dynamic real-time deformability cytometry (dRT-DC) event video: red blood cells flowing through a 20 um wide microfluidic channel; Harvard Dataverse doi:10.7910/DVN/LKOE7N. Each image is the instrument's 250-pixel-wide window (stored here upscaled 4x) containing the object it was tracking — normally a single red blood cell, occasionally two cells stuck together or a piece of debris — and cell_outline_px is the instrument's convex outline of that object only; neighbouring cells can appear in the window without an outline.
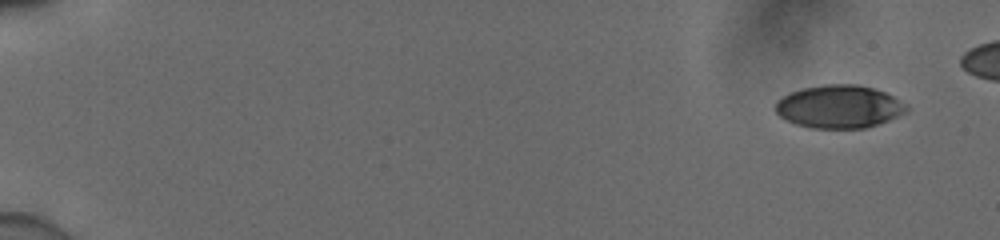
{"species": "human", "species_latin": "Homo sapiens", "temperature_condition": "cold", "stored_images_in_passage": 51, "camera_frame_rate_fps": 3000, "um_per_image_px": 0.085, "donor": {"sex": "male"}, "frame": {"image": 1, "passage_image": 1, "time_ms": 0.0, "image_size_px": [1000, 240], "cell_outline_px": [[908, 112], [888, 120], [864, 128], [812, 128], [796, 124], [784, 120], [776, 112], [776, 100], [780, 96], [788, 92], [804, 88], [824, 84], [860, 84], [876, 88], [908, 104]], "centroid_in_image_um": [71.32, 9.05], "position_along_channel_um": 13.7, "area_um2": 33.12}}
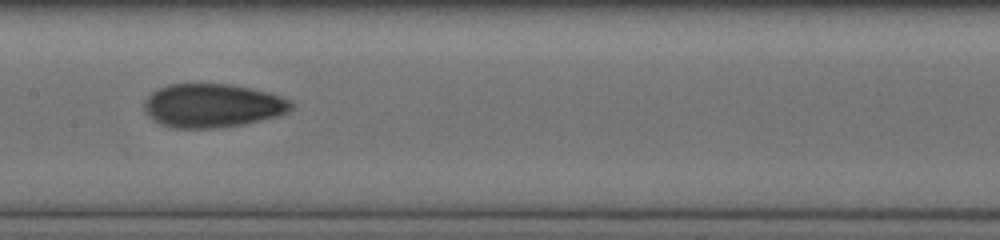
{"frame": {"image": 2, "passage_image": 28, "time_ms": 9.0, "image_size_px": [1000, 240], "cell_outline_px": [[292, 108], [288, 112], [280, 116], [244, 124], [220, 128], [172, 128], [160, 124], [152, 120], [148, 116], [144, 108], [144, 104], [148, 96], [152, 92], [160, 88], [172, 84], [228, 84], [268, 92], [292, 100]], "centroid_in_image_um": [18.07, 8.99], "position_along_channel_um": 189.3, "area_um2": 37.51}}
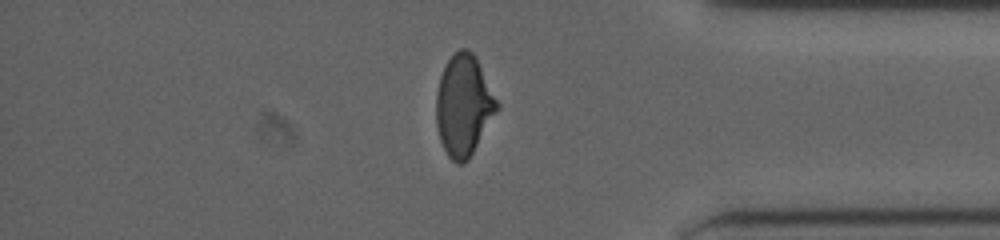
{"frame": {"image": 3, "passage_image": 45, "time_ms": 14.667, "image_size_px": [1000, 240], "cell_outline_px": [[500, 108], [468, 160], [464, 164], [456, 164], [448, 156], [440, 140], [436, 124], [436, 96], [440, 76], [448, 60], [460, 48], [468, 48], [476, 56], [500, 104]], "centroid_in_image_um": [39.43, 8.97], "position_along_channel_um": 395.8, "area_um2": 36.01}}